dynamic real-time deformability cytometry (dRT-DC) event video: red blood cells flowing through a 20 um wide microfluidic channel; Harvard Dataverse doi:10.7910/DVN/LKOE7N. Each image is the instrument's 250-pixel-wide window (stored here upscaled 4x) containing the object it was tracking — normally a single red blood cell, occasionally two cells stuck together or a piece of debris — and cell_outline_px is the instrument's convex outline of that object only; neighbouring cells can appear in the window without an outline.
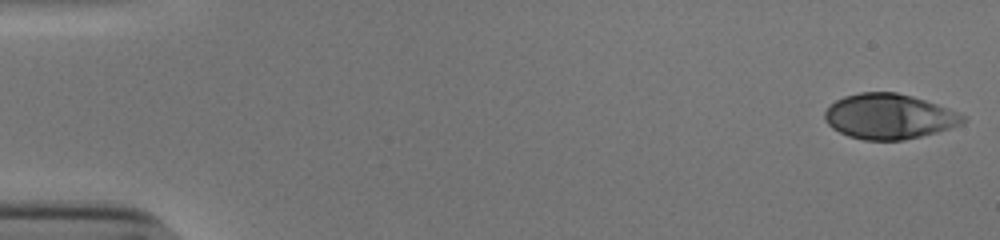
{"species": "human", "species_latin": "Homo sapiens", "temperature_condition": "cold", "stored_images_in_passage": 53, "camera_frame_rate_fps": 3000, "um_per_image_px": 0.085, "donor": {"sex": "male"}, "frame": {"image": 1, "passage_image": 1, "time_ms": 0.0, "image_size_px": [1000, 240], "cell_outline_px": [[968, 120], [960, 124], [936, 132], [904, 140], [864, 140], [848, 136], [832, 128], [828, 124], [824, 116], [824, 112], [836, 100], [844, 96], [860, 92], [896, 92], [912, 96], [960, 112], [968, 116]], "centroid_in_image_um": [75.59, 9.9], "position_along_channel_um": 9.4, "area_um2": 36.3}}
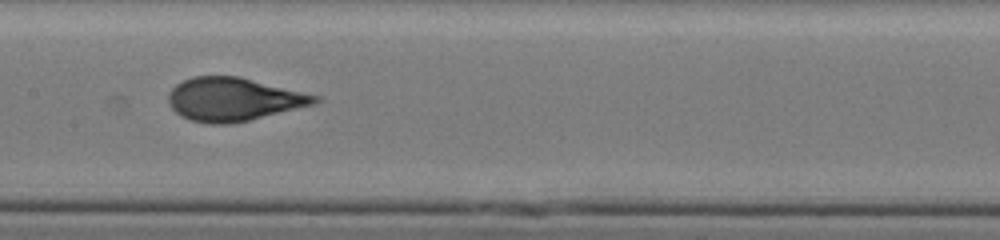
{"frame": {"image": 2, "passage_image": 27, "time_ms": 8.667, "image_size_px": [1000, 240], "cell_outline_px": [[324, 100], [316, 104], [248, 120], [228, 124], [208, 124], [192, 120], [180, 116], [172, 108], [168, 100], [168, 92], [176, 84], [192, 76], [240, 76], [320, 96]], "centroid_in_image_um": [19.87, 8.43], "position_along_channel_um": 187.5, "area_um2": 37.05}}
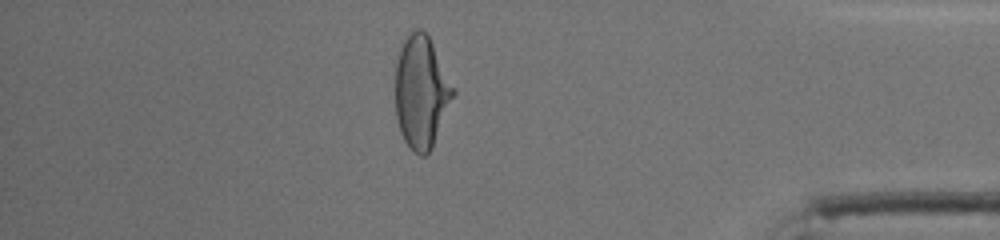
{"frame": {"image": 3, "passage_image": 46, "time_ms": 15.0, "image_size_px": [1000, 240], "cell_outline_px": [[456, 92], [432, 148], [424, 156], [420, 156], [412, 152], [404, 140], [400, 132], [396, 116], [396, 64], [400, 48], [408, 32], [416, 28], [420, 28], [428, 36], [456, 88]], "centroid_in_image_um": [35.82, 7.84], "position_along_channel_um": 399.4, "area_um2": 38.09}, "authors_computed_cell_mechanics": {"area_um2": 36.5874, "velocity_mm_per_s": 3.8513, "shape_relaxation_time_tau1_ms": 3.929, "shape_relaxation_time_tau2_ms": null, "deformation_change_tau1": 0.1967, "deformation_change_tau2": null}}